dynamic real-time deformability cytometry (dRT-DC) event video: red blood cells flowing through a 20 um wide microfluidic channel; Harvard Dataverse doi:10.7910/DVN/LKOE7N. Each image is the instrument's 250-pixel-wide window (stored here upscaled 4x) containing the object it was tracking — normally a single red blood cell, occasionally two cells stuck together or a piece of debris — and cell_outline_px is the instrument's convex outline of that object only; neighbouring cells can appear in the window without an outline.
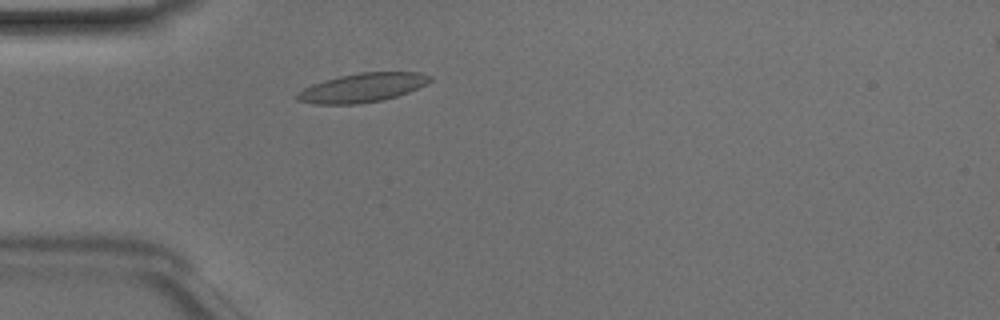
{"species": "Egyptian fruit bat (a non-hibernating species)", "species_latin": "Rousettus aegyptiacus", "temperature_condition": "room temperature", "stored_images_in_passage": 30, "camera_frame_rate_fps": 3000, "um_per_image_px": 0.085, "animal": {"sex": "male"}, "frame": {"image": 1, "passage_image": 1, "time_ms": 0.0, "image_size_px": [1000, 320], "cell_outline_px": [[432, 80], [408, 92], [384, 100], [356, 104], [312, 104], [296, 100], [296, 96], [304, 88], [312, 84], [324, 80], [340, 76], [360, 72], [420, 72], [432, 76]], "centroid_in_image_um": [30.79, 7.45], "position_along_channel_um": 54.2, "area_um2": 22.31}}
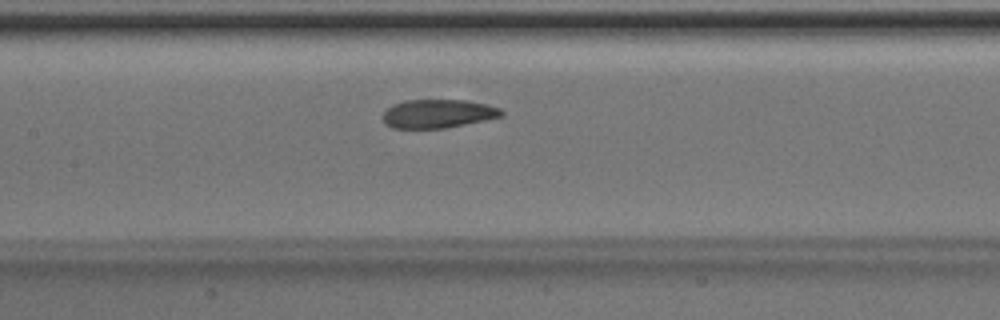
{"frame": {"image": 2, "passage_image": 10, "time_ms": 3.0, "image_size_px": [1000, 320], "cell_outline_px": [[504, 116], [444, 128], [392, 128], [384, 124], [380, 116], [392, 104], [404, 100], [468, 100], [500, 108], [504, 112]], "centroid_in_image_um": [37.17, 9.66], "position_along_channel_um": 170.2, "area_um2": 19.88}}
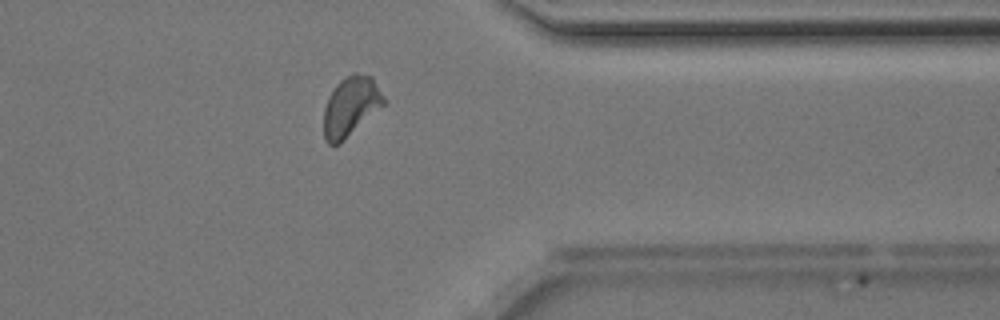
{"frame": {"image": 3, "passage_image": 26, "time_ms": 8.333, "image_size_px": [1000, 320], "cell_outline_px": [[384, 104], [340, 144], [328, 144], [324, 140], [324, 108], [328, 96], [336, 84], [340, 80], [352, 72], [356, 72], [372, 76], [384, 96]], "centroid_in_image_um": [29.79, 9.02], "position_along_channel_um": 381.6, "area_um2": 20.81}, "authors_computed_cell_mechanics": {"area_um2": 20.5479, "velocity_mm_per_s": 4.1343, "shape_relaxation_time_tau1_ms": 4.3967, "shape_relaxation_time_tau2_ms": 2.505, "deformation_change_tau1": 0.1265, "deformation_change_tau2": 0.0971}}